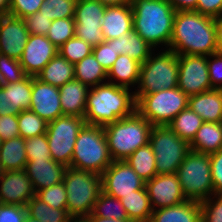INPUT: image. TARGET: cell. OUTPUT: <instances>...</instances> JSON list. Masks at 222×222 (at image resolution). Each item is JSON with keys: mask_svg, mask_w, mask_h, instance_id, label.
Returning a JSON list of instances; mask_svg holds the SVG:
<instances>
[{"mask_svg": "<svg viewBox=\"0 0 222 222\" xmlns=\"http://www.w3.org/2000/svg\"><path fill=\"white\" fill-rule=\"evenodd\" d=\"M0 162L4 171L22 170L27 164L25 139L21 136L2 141Z\"/></svg>", "mask_w": 222, "mask_h": 222, "instance_id": "83f0119b", "label": "cell"}, {"mask_svg": "<svg viewBox=\"0 0 222 222\" xmlns=\"http://www.w3.org/2000/svg\"><path fill=\"white\" fill-rule=\"evenodd\" d=\"M29 35L24 19L0 15V54L20 60Z\"/></svg>", "mask_w": 222, "mask_h": 222, "instance_id": "2e32d148", "label": "cell"}, {"mask_svg": "<svg viewBox=\"0 0 222 222\" xmlns=\"http://www.w3.org/2000/svg\"><path fill=\"white\" fill-rule=\"evenodd\" d=\"M24 19L27 31L33 35L46 36L50 29L52 21L43 15L42 12L38 11L32 15H29Z\"/></svg>", "mask_w": 222, "mask_h": 222, "instance_id": "bcb514c9", "label": "cell"}, {"mask_svg": "<svg viewBox=\"0 0 222 222\" xmlns=\"http://www.w3.org/2000/svg\"><path fill=\"white\" fill-rule=\"evenodd\" d=\"M169 46L177 55L210 56L218 52L215 18L195 10L176 11Z\"/></svg>", "mask_w": 222, "mask_h": 222, "instance_id": "6da1fadb", "label": "cell"}, {"mask_svg": "<svg viewBox=\"0 0 222 222\" xmlns=\"http://www.w3.org/2000/svg\"><path fill=\"white\" fill-rule=\"evenodd\" d=\"M135 111V95L110 81L94 86L88 93L84 120L86 124L105 126Z\"/></svg>", "mask_w": 222, "mask_h": 222, "instance_id": "7a4b0ae2", "label": "cell"}, {"mask_svg": "<svg viewBox=\"0 0 222 222\" xmlns=\"http://www.w3.org/2000/svg\"><path fill=\"white\" fill-rule=\"evenodd\" d=\"M25 151L27 160L52 159L46 134L25 139Z\"/></svg>", "mask_w": 222, "mask_h": 222, "instance_id": "7bdbcfd3", "label": "cell"}, {"mask_svg": "<svg viewBox=\"0 0 222 222\" xmlns=\"http://www.w3.org/2000/svg\"><path fill=\"white\" fill-rule=\"evenodd\" d=\"M10 9V0H0V15H8Z\"/></svg>", "mask_w": 222, "mask_h": 222, "instance_id": "91938a15", "label": "cell"}, {"mask_svg": "<svg viewBox=\"0 0 222 222\" xmlns=\"http://www.w3.org/2000/svg\"><path fill=\"white\" fill-rule=\"evenodd\" d=\"M66 168L53 159L27 160L25 170L35 192L53 186L64 179Z\"/></svg>", "mask_w": 222, "mask_h": 222, "instance_id": "ffe728a7", "label": "cell"}, {"mask_svg": "<svg viewBox=\"0 0 222 222\" xmlns=\"http://www.w3.org/2000/svg\"><path fill=\"white\" fill-rule=\"evenodd\" d=\"M36 77L50 85L63 86L68 81L75 79L74 64L58 53Z\"/></svg>", "mask_w": 222, "mask_h": 222, "instance_id": "4316f807", "label": "cell"}, {"mask_svg": "<svg viewBox=\"0 0 222 222\" xmlns=\"http://www.w3.org/2000/svg\"><path fill=\"white\" fill-rule=\"evenodd\" d=\"M44 0H10L9 14L17 18H25L38 12Z\"/></svg>", "mask_w": 222, "mask_h": 222, "instance_id": "f6af8a7d", "label": "cell"}, {"mask_svg": "<svg viewBox=\"0 0 222 222\" xmlns=\"http://www.w3.org/2000/svg\"><path fill=\"white\" fill-rule=\"evenodd\" d=\"M25 222H41V221L34 219L33 217H31L27 214L26 218H25Z\"/></svg>", "mask_w": 222, "mask_h": 222, "instance_id": "6125c7cd", "label": "cell"}, {"mask_svg": "<svg viewBox=\"0 0 222 222\" xmlns=\"http://www.w3.org/2000/svg\"><path fill=\"white\" fill-rule=\"evenodd\" d=\"M125 161L145 182L157 175L156 158L149 143L138 148Z\"/></svg>", "mask_w": 222, "mask_h": 222, "instance_id": "4dcf8cb0", "label": "cell"}, {"mask_svg": "<svg viewBox=\"0 0 222 222\" xmlns=\"http://www.w3.org/2000/svg\"><path fill=\"white\" fill-rule=\"evenodd\" d=\"M176 11L196 10L197 0H167Z\"/></svg>", "mask_w": 222, "mask_h": 222, "instance_id": "11a10c76", "label": "cell"}, {"mask_svg": "<svg viewBox=\"0 0 222 222\" xmlns=\"http://www.w3.org/2000/svg\"><path fill=\"white\" fill-rule=\"evenodd\" d=\"M210 56L215 58L213 61L207 59L211 87L213 89H222V53L215 52ZM218 83H221V85H218Z\"/></svg>", "mask_w": 222, "mask_h": 222, "instance_id": "f907efd6", "label": "cell"}, {"mask_svg": "<svg viewBox=\"0 0 222 222\" xmlns=\"http://www.w3.org/2000/svg\"><path fill=\"white\" fill-rule=\"evenodd\" d=\"M89 222H133L131 220H118L111 218L96 217L92 213L86 217Z\"/></svg>", "mask_w": 222, "mask_h": 222, "instance_id": "6f0895ef", "label": "cell"}, {"mask_svg": "<svg viewBox=\"0 0 222 222\" xmlns=\"http://www.w3.org/2000/svg\"><path fill=\"white\" fill-rule=\"evenodd\" d=\"M26 76L19 60L0 54V84L19 82Z\"/></svg>", "mask_w": 222, "mask_h": 222, "instance_id": "60d3db41", "label": "cell"}, {"mask_svg": "<svg viewBox=\"0 0 222 222\" xmlns=\"http://www.w3.org/2000/svg\"><path fill=\"white\" fill-rule=\"evenodd\" d=\"M210 165L214 194L222 195V149L210 154Z\"/></svg>", "mask_w": 222, "mask_h": 222, "instance_id": "c3c4849f", "label": "cell"}, {"mask_svg": "<svg viewBox=\"0 0 222 222\" xmlns=\"http://www.w3.org/2000/svg\"><path fill=\"white\" fill-rule=\"evenodd\" d=\"M104 6H119L124 4H131V0H97Z\"/></svg>", "mask_w": 222, "mask_h": 222, "instance_id": "680465c9", "label": "cell"}, {"mask_svg": "<svg viewBox=\"0 0 222 222\" xmlns=\"http://www.w3.org/2000/svg\"><path fill=\"white\" fill-rule=\"evenodd\" d=\"M75 36V19L62 18L52 21L46 37L57 47Z\"/></svg>", "mask_w": 222, "mask_h": 222, "instance_id": "f35d334b", "label": "cell"}, {"mask_svg": "<svg viewBox=\"0 0 222 222\" xmlns=\"http://www.w3.org/2000/svg\"><path fill=\"white\" fill-rule=\"evenodd\" d=\"M4 172H5V171H4V169H3V167H2V164H1V162H0V179L2 178V175H3Z\"/></svg>", "mask_w": 222, "mask_h": 222, "instance_id": "be15d7a7", "label": "cell"}, {"mask_svg": "<svg viewBox=\"0 0 222 222\" xmlns=\"http://www.w3.org/2000/svg\"><path fill=\"white\" fill-rule=\"evenodd\" d=\"M0 180V203L2 204L26 207V204L36 195L25 169L5 171Z\"/></svg>", "mask_w": 222, "mask_h": 222, "instance_id": "ac0fdd59", "label": "cell"}, {"mask_svg": "<svg viewBox=\"0 0 222 222\" xmlns=\"http://www.w3.org/2000/svg\"><path fill=\"white\" fill-rule=\"evenodd\" d=\"M27 214L41 222H68L72 216L66 209H55L36 195L26 204Z\"/></svg>", "mask_w": 222, "mask_h": 222, "instance_id": "836d02e7", "label": "cell"}, {"mask_svg": "<svg viewBox=\"0 0 222 222\" xmlns=\"http://www.w3.org/2000/svg\"><path fill=\"white\" fill-rule=\"evenodd\" d=\"M183 195L188 200L202 201L214 193L210 154L190 151L177 170Z\"/></svg>", "mask_w": 222, "mask_h": 222, "instance_id": "ba28073f", "label": "cell"}, {"mask_svg": "<svg viewBox=\"0 0 222 222\" xmlns=\"http://www.w3.org/2000/svg\"><path fill=\"white\" fill-rule=\"evenodd\" d=\"M145 188L153 207L165 208L186 201L177 174L155 175L145 182ZM154 205V206H153Z\"/></svg>", "mask_w": 222, "mask_h": 222, "instance_id": "e0dca14e", "label": "cell"}, {"mask_svg": "<svg viewBox=\"0 0 222 222\" xmlns=\"http://www.w3.org/2000/svg\"><path fill=\"white\" fill-rule=\"evenodd\" d=\"M48 122L31 110L18 114L19 133L23 139L46 134Z\"/></svg>", "mask_w": 222, "mask_h": 222, "instance_id": "d590c367", "label": "cell"}, {"mask_svg": "<svg viewBox=\"0 0 222 222\" xmlns=\"http://www.w3.org/2000/svg\"><path fill=\"white\" fill-rule=\"evenodd\" d=\"M2 141H3V140H2L1 137H0V148H1V145H2Z\"/></svg>", "mask_w": 222, "mask_h": 222, "instance_id": "e7e4bbea", "label": "cell"}, {"mask_svg": "<svg viewBox=\"0 0 222 222\" xmlns=\"http://www.w3.org/2000/svg\"><path fill=\"white\" fill-rule=\"evenodd\" d=\"M177 87L188 97L212 90L207 56L179 55Z\"/></svg>", "mask_w": 222, "mask_h": 222, "instance_id": "4fadbf2b", "label": "cell"}, {"mask_svg": "<svg viewBox=\"0 0 222 222\" xmlns=\"http://www.w3.org/2000/svg\"><path fill=\"white\" fill-rule=\"evenodd\" d=\"M18 114L17 110H12L11 83L0 84V116Z\"/></svg>", "mask_w": 222, "mask_h": 222, "instance_id": "db71d44e", "label": "cell"}, {"mask_svg": "<svg viewBox=\"0 0 222 222\" xmlns=\"http://www.w3.org/2000/svg\"><path fill=\"white\" fill-rule=\"evenodd\" d=\"M140 63L129 57L128 55H118V58L107 72V77H115L120 80V83L115 85L128 88L139 82Z\"/></svg>", "mask_w": 222, "mask_h": 222, "instance_id": "f546056e", "label": "cell"}, {"mask_svg": "<svg viewBox=\"0 0 222 222\" xmlns=\"http://www.w3.org/2000/svg\"><path fill=\"white\" fill-rule=\"evenodd\" d=\"M26 207L0 203V222H25Z\"/></svg>", "mask_w": 222, "mask_h": 222, "instance_id": "681fc988", "label": "cell"}, {"mask_svg": "<svg viewBox=\"0 0 222 222\" xmlns=\"http://www.w3.org/2000/svg\"><path fill=\"white\" fill-rule=\"evenodd\" d=\"M58 54V48L43 35L30 34L19 60L27 76L36 77Z\"/></svg>", "mask_w": 222, "mask_h": 222, "instance_id": "9a60e30c", "label": "cell"}, {"mask_svg": "<svg viewBox=\"0 0 222 222\" xmlns=\"http://www.w3.org/2000/svg\"><path fill=\"white\" fill-rule=\"evenodd\" d=\"M102 191L121 199L133 191L145 188L142 180L131 166L124 161H113L101 174Z\"/></svg>", "mask_w": 222, "mask_h": 222, "instance_id": "5bb4252c", "label": "cell"}, {"mask_svg": "<svg viewBox=\"0 0 222 222\" xmlns=\"http://www.w3.org/2000/svg\"><path fill=\"white\" fill-rule=\"evenodd\" d=\"M84 118L62 115L47 124V140L51 158L65 167L71 166L74 146Z\"/></svg>", "mask_w": 222, "mask_h": 222, "instance_id": "8fae6325", "label": "cell"}, {"mask_svg": "<svg viewBox=\"0 0 222 222\" xmlns=\"http://www.w3.org/2000/svg\"><path fill=\"white\" fill-rule=\"evenodd\" d=\"M66 195V210L72 217L89 216L102 191L101 175L91 171L67 167L63 179Z\"/></svg>", "mask_w": 222, "mask_h": 222, "instance_id": "8992f818", "label": "cell"}, {"mask_svg": "<svg viewBox=\"0 0 222 222\" xmlns=\"http://www.w3.org/2000/svg\"><path fill=\"white\" fill-rule=\"evenodd\" d=\"M92 214L96 217L111 218L114 220H129L121 200L103 191L99 193Z\"/></svg>", "mask_w": 222, "mask_h": 222, "instance_id": "e575fe53", "label": "cell"}, {"mask_svg": "<svg viewBox=\"0 0 222 222\" xmlns=\"http://www.w3.org/2000/svg\"><path fill=\"white\" fill-rule=\"evenodd\" d=\"M102 3L97 0H78L75 9V36L92 47L104 42L101 22L105 13Z\"/></svg>", "mask_w": 222, "mask_h": 222, "instance_id": "7c38bea8", "label": "cell"}, {"mask_svg": "<svg viewBox=\"0 0 222 222\" xmlns=\"http://www.w3.org/2000/svg\"><path fill=\"white\" fill-rule=\"evenodd\" d=\"M20 136L18 115L0 116V137L3 141Z\"/></svg>", "mask_w": 222, "mask_h": 222, "instance_id": "816d5d0a", "label": "cell"}, {"mask_svg": "<svg viewBox=\"0 0 222 222\" xmlns=\"http://www.w3.org/2000/svg\"><path fill=\"white\" fill-rule=\"evenodd\" d=\"M179 73V55L168 49L149 58L140 65L139 90L134 93L137 100L143 94L168 90L177 87Z\"/></svg>", "mask_w": 222, "mask_h": 222, "instance_id": "52a82bcc", "label": "cell"}, {"mask_svg": "<svg viewBox=\"0 0 222 222\" xmlns=\"http://www.w3.org/2000/svg\"><path fill=\"white\" fill-rule=\"evenodd\" d=\"M149 144L155 154L157 175L177 173L180 164L191 151L190 144L168 126H153Z\"/></svg>", "mask_w": 222, "mask_h": 222, "instance_id": "30bf717a", "label": "cell"}, {"mask_svg": "<svg viewBox=\"0 0 222 222\" xmlns=\"http://www.w3.org/2000/svg\"><path fill=\"white\" fill-rule=\"evenodd\" d=\"M32 95V76H26L19 82L11 83L12 110H30Z\"/></svg>", "mask_w": 222, "mask_h": 222, "instance_id": "74e56055", "label": "cell"}, {"mask_svg": "<svg viewBox=\"0 0 222 222\" xmlns=\"http://www.w3.org/2000/svg\"><path fill=\"white\" fill-rule=\"evenodd\" d=\"M217 196L218 200L214 203L209 197L200 201L202 222H222V195Z\"/></svg>", "mask_w": 222, "mask_h": 222, "instance_id": "7dc6e473", "label": "cell"}, {"mask_svg": "<svg viewBox=\"0 0 222 222\" xmlns=\"http://www.w3.org/2000/svg\"><path fill=\"white\" fill-rule=\"evenodd\" d=\"M68 222H89L88 220H87V218H83V217H80L79 219H78V217H72Z\"/></svg>", "mask_w": 222, "mask_h": 222, "instance_id": "94428289", "label": "cell"}, {"mask_svg": "<svg viewBox=\"0 0 222 222\" xmlns=\"http://www.w3.org/2000/svg\"><path fill=\"white\" fill-rule=\"evenodd\" d=\"M113 161H124L149 143L153 125L137 110L130 116L103 126Z\"/></svg>", "mask_w": 222, "mask_h": 222, "instance_id": "277c9868", "label": "cell"}, {"mask_svg": "<svg viewBox=\"0 0 222 222\" xmlns=\"http://www.w3.org/2000/svg\"><path fill=\"white\" fill-rule=\"evenodd\" d=\"M190 149L205 154L222 149V123L204 122L190 143Z\"/></svg>", "mask_w": 222, "mask_h": 222, "instance_id": "d4e9b609", "label": "cell"}, {"mask_svg": "<svg viewBox=\"0 0 222 222\" xmlns=\"http://www.w3.org/2000/svg\"><path fill=\"white\" fill-rule=\"evenodd\" d=\"M78 0H44L39 11L51 21L74 18Z\"/></svg>", "mask_w": 222, "mask_h": 222, "instance_id": "8d00e7d4", "label": "cell"}, {"mask_svg": "<svg viewBox=\"0 0 222 222\" xmlns=\"http://www.w3.org/2000/svg\"><path fill=\"white\" fill-rule=\"evenodd\" d=\"M197 12L217 18L222 15V0H197Z\"/></svg>", "mask_w": 222, "mask_h": 222, "instance_id": "f5cc1de1", "label": "cell"}, {"mask_svg": "<svg viewBox=\"0 0 222 222\" xmlns=\"http://www.w3.org/2000/svg\"><path fill=\"white\" fill-rule=\"evenodd\" d=\"M154 209L151 222H202L201 204L196 200H186L180 204Z\"/></svg>", "mask_w": 222, "mask_h": 222, "instance_id": "cb8c5ba5", "label": "cell"}, {"mask_svg": "<svg viewBox=\"0 0 222 222\" xmlns=\"http://www.w3.org/2000/svg\"><path fill=\"white\" fill-rule=\"evenodd\" d=\"M105 41L118 38L133 30V10L131 4L106 6L101 22Z\"/></svg>", "mask_w": 222, "mask_h": 222, "instance_id": "44dd1931", "label": "cell"}, {"mask_svg": "<svg viewBox=\"0 0 222 222\" xmlns=\"http://www.w3.org/2000/svg\"><path fill=\"white\" fill-rule=\"evenodd\" d=\"M93 47L84 40L74 36L58 48V53L70 63L76 64L92 54Z\"/></svg>", "mask_w": 222, "mask_h": 222, "instance_id": "ab89813d", "label": "cell"}, {"mask_svg": "<svg viewBox=\"0 0 222 222\" xmlns=\"http://www.w3.org/2000/svg\"><path fill=\"white\" fill-rule=\"evenodd\" d=\"M92 54L107 72L119 55L112 40L101 42L98 46L93 47Z\"/></svg>", "mask_w": 222, "mask_h": 222, "instance_id": "ee69618b", "label": "cell"}, {"mask_svg": "<svg viewBox=\"0 0 222 222\" xmlns=\"http://www.w3.org/2000/svg\"><path fill=\"white\" fill-rule=\"evenodd\" d=\"M217 50L222 53V15L215 18Z\"/></svg>", "mask_w": 222, "mask_h": 222, "instance_id": "9f6ffc18", "label": "cell"}, {"mask_svg": "<svg viewBox=\"0 0 222 222\" xmlns=\"http://www.w3.org/2000/svg\"><path fill=\"white\" fill-rule=\"evenodd\" d=\"M75 79L87 86H97L107 77V71L99 64L93 54L74 65Z\"/></svg>", "mask_w": 222, "mask_h": 222, "instance_id": "d6a6232c", "label": "cell"}, {"mask_svg": "<svg viewBox=\"0 0 222 222\" xmlns=\"http://www.w3.org/2000/svg\"><path fill=\"white\" fill-rule=\"evenodd\" d=\"M203 123V119L187 107L174 117L167 126L190 144Z\"/></svg>", "mask_w": 222, "mask_h": 222, "instance_id": "1f68e13d", "label": "cell"}, {"mask_svg": "<svg viewBox=\"0 0 222 222\" xmlns=\"http://www.w3.org/2000/svg\"><path fill=\"white\" fill-rule=\"evenodd\" d=\"M30 110L47 122L62 116L59 87L32 77V95Z\"/></svg>", "mask_w": 222, "mask_h": 222, "instance_id": "d6986e66", "label": "cell"}, {"mask_svg": "<svg viewBox=\"0 0 222 222\" xmlns=\"http://www.w3.org/2000/svg\"><path fill=\"white\" fill-rule=\"evenodd\" d=\"M129 220L133 222H148L152 216V206L146 188L133 191L120 199Z\"/></svg>", "mask_w": 222, "mask_h": 222, "instance_id": "f1b7e54d", "label": "cell"}, {"mask_svg": "<svg viewBox=\"0 0 222 222\" xmlns=\"http://www.w3.org/2000/svg\"><path fill=\"white\" fill-rule=\"evenodd\" d=\"M188 107V96L178 87L143 94L136 100V110L153 126H167Z\"/></svg>", "mask_w": 222, "mask_h": 222, "instance_id": "9c48e42d", "label": "cell"}, {"mask_svg": "<svg viewBox=\"0 0 222 222\" xmlns=\"http://www.w3.org/2000/svg\"><path fill=\"white\" fill-rule=\"evenodd\" d=\"M133 29L151 47L169 46L176 10L167 0H131Z\"/></svg>", "mask_w": 222, "mask_h": 222, "instance_id": "3957f363", "label": "cell"}, {"mask_svg": "<svg viewBox=\"0 0 222 222\" xmlns=\"http://www.w3.org/2000/svg\"><path fill=\"white\" fill-rule=\"evenodd\" d=\"M188 107L204 122H222V89H212L189 96Z\"/></svg>", "mask_w": 222, "mask_h": 222, "instance_id": "603a6c76", "label": "cell"}, {"mask_svg": "<svg viewBox=\"0 0 222 222\" xmlns=\"http://www.w3.org/2000/svg\"><path fill=\"white\" fill-rule=\"evenodd\" d=\"M112 162L103 126L85 123L76 139L71 167L101 175Z\"/></svg>", "mask_w": 222, "mask_h": 222, "instance_id": "5b68a950", "label": "cell"}, {"mask_svg": "<svg viewBox=\"0 0 222 222\" xmlns=\"http://www.w3.org/2000/svg\"><path fill=\"white\" fill-rule=\"evenodd\" d=\"M89 91L86 84L76 79L60 86V104L63 115L84 118Z\"/></svg>", "mask_w": 222, "mask_h": 222, "instance_id": "7402d4cb", "label": "cell"}, {"mask_svg": "<svg viewBox=\"0 0 222 222\" xmlns=\"http://www.w3.org/2000/svg\"><path fill=\"white\" fill-rule=\"evenodd\" d=\"M120 55H128L140 64H143L151 55V46L133 30L111 39Z\"/></svg>", "mask_w": 222, "mask_h": 222, "instance_id": "484cf974", "label": "cell"}, {"mask_svg": "<svg viewBox=\"0 0 222 222\" xmlns=\"http://www.w3.org/2000/svg\"><path fill=\"white\" fill-rule=\"evenodd\" d=\"M36 196L52 208L66 209L67 207L66 188L63 181L37 191Z\"/></svg>", "mask_w": 222, "mask_h": 222, "instance_id": "b9f144b4", "label": "cell"}]
</instances>
